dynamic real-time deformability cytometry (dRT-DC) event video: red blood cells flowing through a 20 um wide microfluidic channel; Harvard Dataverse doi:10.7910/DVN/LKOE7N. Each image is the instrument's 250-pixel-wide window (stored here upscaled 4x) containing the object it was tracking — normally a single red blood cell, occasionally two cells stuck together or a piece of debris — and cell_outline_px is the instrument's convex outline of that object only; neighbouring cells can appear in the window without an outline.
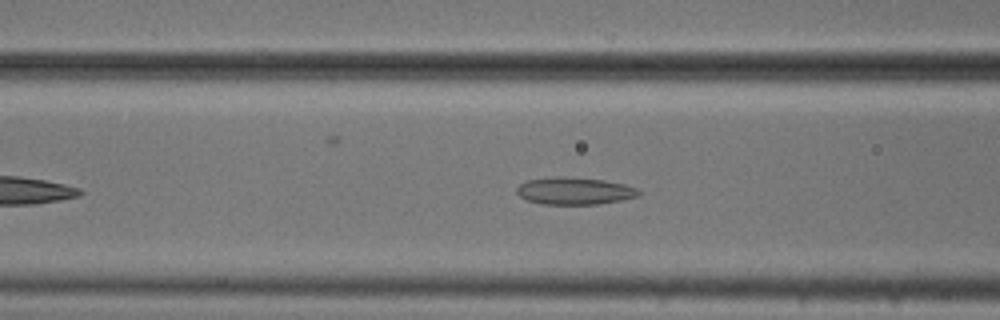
{"species": "common noctule bat (a hibernating species)", "species_latin": "Nyctalus noctula", "temperature_condition": "cold", "stored_images_in_passage": 45, "camera_frame_rate_fps": 3000, "um_per_image_px": 0.085, "animal": {"sex": "male", "body_mass_g": 20.5, "forearm_length_mm": 52.5}, "frame": {"image": 1, "passage_image": 12, "time_ms": 3.667, "image_size_px": [1000, 320], "cell_outline_px": [[640, 196], [620, 200], [596, 204], [540, 204], [524, 200], [516, 192], [516, 188], [520, 184], [528, 180], [552, 176], [560, 176], [604, 180], [624, 184], [636, 188], [640, 192]], "centroid_in_image_um": [48.79, 16.23], "position_along_channel_um": 117.8, "area_um2": 19.42}}
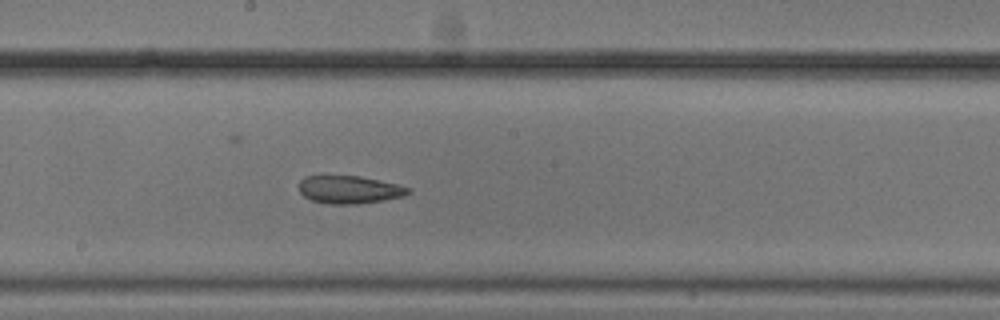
{"frame": {"image": 2, "passage_image": 20, "time_ms": 6.333, "image_size_px": [1000, 320], "cell_outline_px": [[412, 192], [404, 196], [384, 200], [356, 204], [332, 204], [312, 200], [304, 196], [300, 192], [300, 180], [304, 176], [320, 172], [360, 176], [396, 184], [412, 188]], "centroid_in_image_um": [29.65, 16.06], "position_along_channel_um": 218.6, "area_um2": 18.44}}
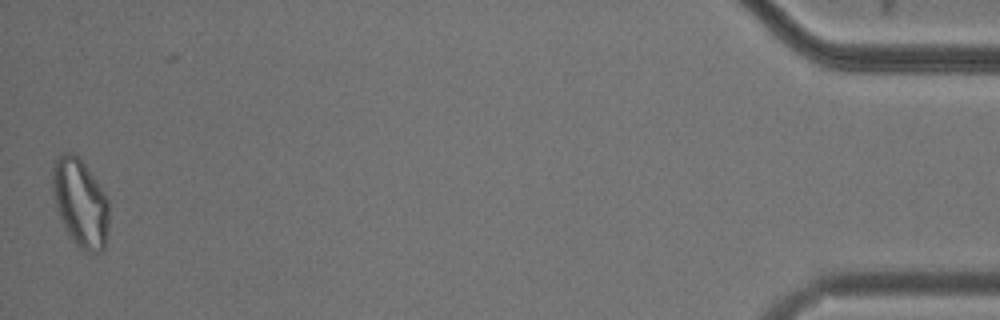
{"frame": {"image": 3, "passage_image": 44, "time_ms": 14.333, "image_size_px": [1000, 320], "cell_outline_px": [[108, 228], [104, 248], [100, 252], [88, 252], [80, 248], [68, 236], [64, 228], [56, 204], [52, 188], [52, 168], [60, 152], [72, 152], [80, 156], [104, 192], [108, 200]], "centroid_in_image_um": [6.82, 17.21], "position_along_channel_um": 428.4, "area_um2": 29.07}, "authors_computed_cell_mechanics": {"area_um2": 19.5364, "velocity_mm_per_s": 3.7679, "shape_relaxation_time_tau1_ms": 4.9564, "shape_relaxation_time_tau2_ms": 3.4695, "deformation_change_tau1": 0.1305, "deformation_change_tau2": 0.1228}}